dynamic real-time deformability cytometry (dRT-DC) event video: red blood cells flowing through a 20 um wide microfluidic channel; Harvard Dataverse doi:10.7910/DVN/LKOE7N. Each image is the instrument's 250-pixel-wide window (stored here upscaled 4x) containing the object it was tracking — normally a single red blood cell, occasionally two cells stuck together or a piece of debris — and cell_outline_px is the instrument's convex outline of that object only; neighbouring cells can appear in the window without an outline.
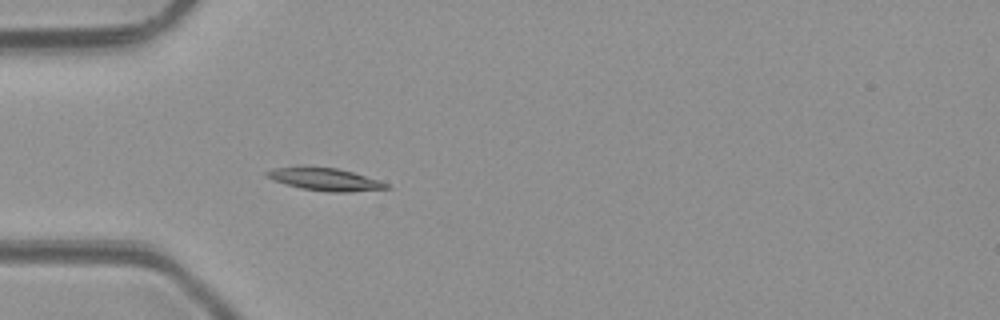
{"species": "common noctule bat (a hibernating species)", "species_latin": "Nyctalus noctula", "temperature_condition": "room temperature", "stored_images_in_passage": 4, "camera_frame_rate_fps": 3000, "um_per_image_px": 0.085, "animal": {"sex": "male", "body_mass_g": 23.1, "forearm_length_mm": 52.7}, "frame": {"image": 1, "passage_image": 4, "time_ms": 3.333, "image_size_px": [1000, 320], "cell_outline_px": [[392, 188], [348, 192], [328, 192], [300, 188], [264, 176], [264, 172], [272, 168], [296, 164], [300, 164], [336, 168], [352, 172], [380, 180], [388, 184]], "centroid_in_image_um": [27.56, 15.2], "position_along_channel_um": 57.4, "area_um2": 16.24}}